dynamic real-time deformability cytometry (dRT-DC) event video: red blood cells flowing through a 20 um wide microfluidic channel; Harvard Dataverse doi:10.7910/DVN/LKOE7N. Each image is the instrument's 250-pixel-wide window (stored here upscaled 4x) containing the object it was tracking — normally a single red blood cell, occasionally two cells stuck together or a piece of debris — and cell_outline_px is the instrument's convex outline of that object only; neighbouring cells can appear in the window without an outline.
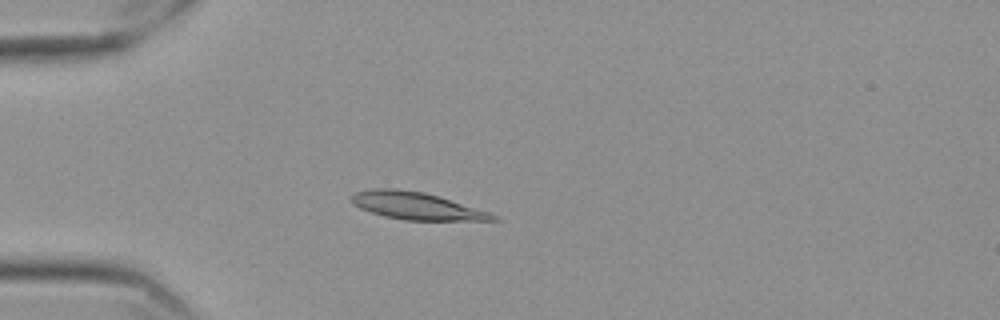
{"species": "Egyptian fruit bat (a non-hibernating species)", "species_latin": "Rousettus aegyptiacus", "temperature_condition": "cold", "stored_images_in_passage": 43, "camera_frame_rate_fps": 3000, "um_per_image_px": 0.085, "frame": {"image": 1, "passage_image": 1, "time_ms": 0.0, "image_size_px": [1000, 320], "cell_outline_px": [[500, 220], [404, 220], [384, 216], [360, 208], [352, 204], [352, 196], [356, 192], [372, 188], [396, 188], [424, 192], [440, 196], [492, 212], [500, 216]], "centroid_in_image_um": [35.46, 17.49], "position_along_channel_um": 49.5, "area_um2": 22.72}}
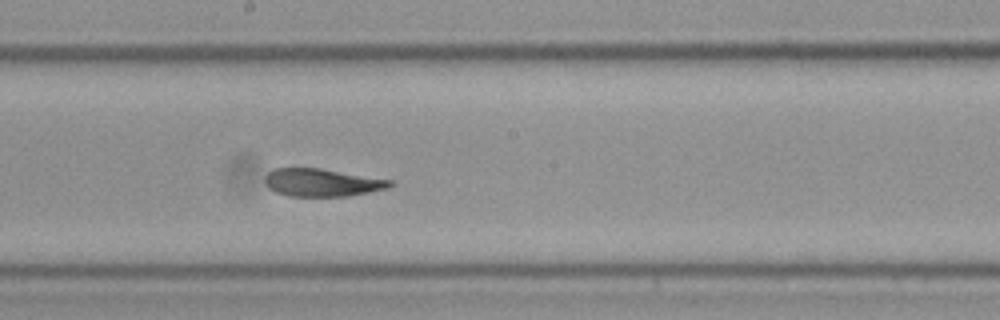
{"frame": {"image": 2, "passage_image": 17, "time_ms": 5.333, "image_size_px": [1000, 320], "cell_outline_px": [[396, 184], [388, 188], [348, 196], [288, 196], [276, 192], [268, 188], [264, 180], [264, 176], [272, 168], [320, 168], [392, 180]], "centroid_in_image_um": [27.36, 15.51], "position_along_channel_um": 220.8, "area_um2": 20.35}}
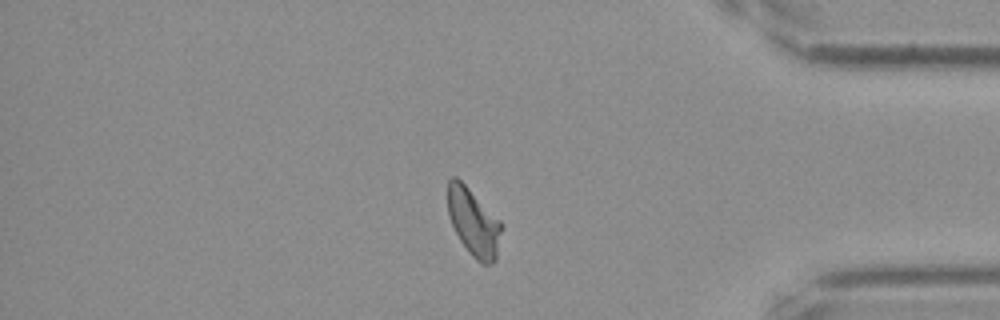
{"frame": {"image": 3, "passage_image": 34, "time_ms": 11.0, "image_size_px": [1000, 320], "cell_outline_px": [[504, 224], [496, 260], [492, 264], [484, 264], [476, 260], [468, 252], [460, 240], [452, 224], [448, 212], [448, 180], [452, 176], [456, 176]], "centroid_in_image_um": [40.28, 18.93], "position_along_channel_um": 394.9, "area_um2": 21.1}, "authors_computed_cell_mechanics": {"area_um2": 21.1548, "velocity_mm_per_s": 3.5178, "shape_relaxation_time_tau1_ms": 5.4137, "shape_relaxation_time_tau2_ms": 2.6147, "deformation_change_tau1": 0.1737, "deformation_change_tau2": 0.0898}}